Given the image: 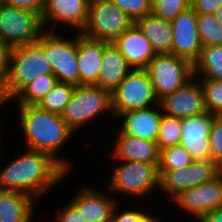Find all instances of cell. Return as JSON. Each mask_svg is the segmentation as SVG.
Instances as JSON below:
<instances>
[{"instance_id":"obj_1","label":"cell","mask_w":222,"mask_h":222,"mask_svg":"<svg viewBox=\"0 0 222 222\" xmlns=\"http://www.w3.org/2000/svg\"><path fill=\"white\" fill-rule=\"evenodd\" d=\"M26 150L0 169V190L26 193L37 199L69 172L51 155Z\"/></svg>"},{"instance_id":"obj_2","label":"cell","mask_w":222,"mask_h":222,"mask_svg":"<svg viewBox=\"0 0 222 222\" xmlns=\"http://www.w3.org/2000/svg\"><path fill=\"white\" fill-rule=\"evenodd\" d=\"M17 109L26 149L51 155L69 172L68 160L59 158L57 154L74 131L61 115L42 110L37 105H18Z\"/></svg>"},{"instance_id":"obj_3","label":"cell","mask_w":222,"mask_h":222,"mask_svg":"<svg viewBox=\"0 0 222 222\" xmlns=\"http://www.w3.org/2000/svg\"><path fill=\"white\" fill-rule=\"evenodd\" d=\"M42 74H53L43 50V33L36 42L11 49L8 77L0 93L3 104L13 100L29 82Z\"/></svg>"},{"instance_id":"obj_4","label":"cell","mask_w":222,"mask_h":222,"mask_svg":"<svg viewBox=\"0 0 222 222\" xmlns=\"http://www.w3.org/2000/svg\"><path fill=\"white\" fill-rule=\"evenodd\" d=\"M105 112L113 115L108 90L94 84L77 85L61 117L76 132Z\"/></svg>"},{"instance_id":"obj_5","label":"cell","mask_w":222,"mask_h":222,"mask_svg":"<svg viewBox=\"0 0 222 222\" xmlns=\"http://www.w3.org/2000/svg\"><path fill=\"white\" fill-rule=\"evenodd\" d=\"M133 24L134 21L109 0H89L87 22L80 33L111 43Z\"/></svg>"},{"instance_id":"obj_6","label":"cell","mask_w":222,"mask_h":222,"mask_svg":"<svg viewBox=\"0 0 222 222\" xmlns=\"http://www.w3.org/2000/svg\"><path fill=\"white\" fill-rule=\"evenodd\" d=\"M158 104L159 99L145 69H133L111 92V109L116 118L126 111Z\"/></svg>"},{"instance_id":"obj_7","label":"cell","mask_w":222,"mask_h":222,"mask_svg":"<svg viewBox=\"0 0 222 222\" xmlns=\"http://www.w3.org/2000/svg\"><path fill=\"white\" fill-rule=\"evenodd\" d=\"M44 32L41 16L28 9L0 6V42L10 49L36 42Z\"/></svg>"},{"instance_id":"obj_8","label":"cell","mask_w":222,"mask_h":222,"mask_svg":"<svg viewBox=\"0 0 222 222\" xmlns=\"http://www.w3.org/2000/svg\"><path fill=\"white\" fill-rule=\"evenodd\" d=\"M145 70L158 99L173 93L194 77L193 63L171 53L156 54Z\"/></svg>"},{"instance_id":"obj_9","label":"cell","mask_w":222,"mask_h":222,"mask_svg":"<svg viewBox=\"0 0 222 222\" xmlns=\"http://www.w3.org/2000/svg\"><path fill=\"white\" fill-rule=\"evenodd\" d=\"M114 167L109 181V190L127 196L140 197L149 195L159 188V164L121 161Z\"/></svg>"},{"instance_id":"obj_10","label":"cell","mask_w":222,"mask_h":222,"mask_svg":"<svg viewBox=\"0 0 222 222\" xmlns=\"http://www.w3.org/2000/svg\"><path fill=\"white\" fill-rule=\"evenodd\" d=\"M43 50L57 82L79 85L77 36L72 40L55 31H44Z\"/></svg>"},{"instance_id":"obj_11","label":"cell","mask_w":222,"mask_h":222,"mask_svg":"<svg viewBox=\"0 0 222 222\" xmlns=\"http://www.w3.org/2000/svg\"><path fill=\"white\" fill-rule=\"evenodd\" d=\"M158 171L159 188L173 199L183 190L212 180L222 169L212 160H200L184 168Z\"/></svg>"},{"instance_id":"obj_12","label":"cell","mask_w":222,"mask_h":222,"mask_svg":"<svg viewBox=\"0 0 222 222\" xmlns=\"http://www.w3.org/2000/svg\"><path fill=\"white\" fill-rule=\"evenodd\" d=\"M172 201L198 222L222 205V171L208 182L181 191Z\"/></svg>"},{"instance_id":"obj_13","label":"cell","mask_w":222,"mask_h":222,"mask_svg":"<svg viewBox=\"0 0 222 222\" xmlns=\"http://www.w3.org/2000/svg\"><path fill=\"white\" fill-rule=\"evenodd\" d=\"M159 105L163 114L181 119L207 112L203 88L195 76L173 93L159 99Z\"/></svg>"},{"instance_id":"obj_14","label":"cell","mask_w":222,"mask_h":222,"mask_svg":"<svg viewBox=\"0 0 222 222\" xmlns=\"http://www.w3.org/2000/svg\"><path fill=\"white\" fill-rule=\"evenodd\" d=\"M215 116L207 111L182 119L180 145L194 161L211 160L209 135Z\"/></svg>"},{"instance_id":"obj_15","label":"cell","mask_w":222,"mask_h":222,"mask_svg":"<svg viewBox=\"0 0 222 222\" xmlns=\"http://www.w3.org/2000/svg\"><path fill=\"white\" fill-rule=\"evenodd\" d=\"M172 24V54L194 63L203 48L197 28V13L190 7L180 13Z\"/></svg>"},{"instance_id":"obj_16","label":"cell","mask_w":222,"mask_h":222,"mask_svg":"<svg viewBox=\"0 0 222 222\" xmlns=\"http://www.w3.org/2000/svg\"><path fill=\"white\" fill-rule=\"evenodd\" d=\"M88 4L89 0H45L41 14L44 31H55L56 29L52 28L56 24H67L68 27H74V30L77 28L78 32H81L87 22ZM50 22L53 26L47 29L45 26L49 28Z\"/></svg>"},{"instance_id":"obj_17","label":"cell","mask_w":222,"mask_h":222,"mask_svg":"<svg viewBox=\"0 0 222 222\" xmlns=\"http://www.w3.org/2000/svg\"><path fill=\"white\" fill-rule=\"evenodd\" d=\"M108 43L86 37L77 31L79 85L94 84L98 86L103 52Z\"/></svg>"},{"instance_id":"obj_18","label":"cell","mask_w":222,"mask_h":222,"mask_svg":"<svg viewBox=\"0 0 222 222\" xmlns=\"http://www.w3.org/2000/svg\"><path fill=\"white\" fill-rule=\"evenodd\" d=\"M162 114L159 104L145 109H134L121 113L118 116L123 119L121 120L123 123L122 127L120 126V131L132 137L156 141Z\"/></svg>"},{"instance_id":"obj_19","label":"cell","mask_w":222,"mask_h":222,"mask_svg":"<svg viewBox=\"0 0 222 222\" xmlns=\"http://www.w3.org/2000/svg\"><path fill=\"white\" fill-rule=\"evenodd\" d=\"M113 43L132 69H146L157 54L135 24L124 31Z\"/></svg>"},{"instance_id":"obj_20","label":"cell","mask_w":222,"mask_h":222,"mask_svg":"<svg viewBox=\"0 0 222 222\" xmlns=\"http://www.w3.org/2000/svg\"><path fill=\"white\" fill-rule=\"evenodd\" d=\"M118 133L111 154L114 160L159 164L160 150L156 141L132 137L120 130Z\"/></svg>"},{"instance_id":"obj_21","label":"cell","mask_w":222,"mask_h":222,"mask_svg":"<svg viewBox=\"0 0 222 222\" xmlns=\"http://www.w3.org/2000/svg\"><path fill=\"white\" fill-rule=\"evenodd\" d=\"M108 194L85 187L70 200L87 222H111L117 204Z\"/></svg>"},{"instance_id":"obj_22","label":"cell","mask_w":222,"mask_h":222,"mask_svg":"<svg viewBox=\"0 0 222 222\" xmlns=\"http://www.w3.org/2000/svg\"><path fill=\"white\" fill-rule=\"evenodd\" d=\"M132 70L114 43H108L103 52L98 86L111 93Z\"/></svg>"},{"instance_id":"obj_23","label":"cell","mask_w":222,"mask_h":222,"mask_svg":"<svg viewBox=\"0 0 222 222\" xmlns=\"http://www.w3.org/2000/svg\"><path fill=\"white\" fill-rule=\"evenodd\" d=\"M134 24L140 29L151 43L157 54H172V24L171 21L157 17L150 13L145 17L137 19Z\"/></svg>"},{"instance_id":"obj_24","label":"cell","mask_w":222,"mask_h":222,"mask_svg":"<svg viewBox=\"0 0 222 222\" xmlns=\"http://www.w3.org/2000/svg\"><path fill=\"white\" fill-rule=\"evenodd\" d=\"M34 198L26 193L0 190V222H31Z\"/></svg>"},{"instance_id":"obj_25","label":"cell","mask_w":222,"mask_h":222,"mask_svg":"<svg viewBox=\"0 0 222 222\" xmlns=\"http://www.w3.org/2000/svg\"><path fill=\"white\" fill-rule=\"evenodd\" d=\"M193 67L195 77L222 80V46L203 47Z\"/></svg>"},{"instance_id":"obj_26","label":"cell","mask_w":222,"mask_h":222,"mask_svg":"<svg viewBox=\"0 0 222 222\" xmlns=\"http://www.w3.org/2000/svg\"><path fill=\"white\" fill-rule=\"evenodd\" d=\"M57 83L54 74L35 77L15 97L17 105H37Z\"/></svg>"},{"instance_id":"obj_27","label":"cell","mask_w":222,"mask_h":222,"mask_svg":"<svg viewBox=\"0 0 222 222\" xmlns=\"http://www.w3.org/2000/svg\"><path fill=\"white\" fill-rule=\"evenodd\" d=\"M76 85L57 82L37 104V106L50 113L61 115L72 97Z\"/></svg>"},{"instance_id":"obj_28","label":"cell","mask_w":222,"mask_h":222,"mask_svg":"<svg viewBox=\"0 0 222 222\" xmlns=\"http://www.w3.org/2000/svg\"><path fill=\"white\" fill-rule=\"evenodd\" d=\"M197 28L203 47L222 46V23L214 14H197Z\"/></svg>"},{"instance_id":"obj_29","label":"cell","mask_w":222,"mask_h":222,"mask_svg":"<svg viewBox=\"0 0 222 222\" xmlns=\"http://www.w3.org/2000/svg\"><path fill=\"white\" fill-rule=\"evenodd\" d=\"M182 119L162 114L159 124V133L156 139L159 150L179 145L181 141Z\"/></svg>"},{"instance_id":"obj_30","label":"cell","mask_w":222,"mask_h":222,"mask_svg":"<svg viewBox=\"0 0 222 222\" xmlns=\"http://www.w3.org/2000/svg\"><path fill=\"white\" fill-rule=\"evenodd\" d=\"M194 160L180 144L160 151L158 170H174L187 167Z\"/></svg>"},{"instance_id":"obj_31","label":"cell","mask_w":222,"mask_h":222,"mask_svg":"<svg viewBox=\"0 0 222 222\" xmlns=\"http://www.w3.org/2000/svg\"><path fill=\"white\" fill-rule=\"evenodd\" d=\"M204 93L205 106L209 113L222 115V80L211 78L198 79Z\"/></svg>"},{"instance_id":"obj_32","label":"cell","mask_w":222,"mask_h":222,"mask_svg":"<svg viewBox=\"0 0 222 222\" xmlns=\"http://www.w3.org/2000/svg\"><path fill=\"white\" fill-rule=\"evenodd\" d=\"M191 0H152V13L168 21L190 8Z\"/></svg>"},{"instance_id":"obj_33","label":"cell","mask_w":222,"mask_h":222,"mask_svg":"<svg viewBox=\"0 0 222 222\" xmlns=\"http://www.w3.org/2000/svg\"><path fill=\"white\" fill-rule=\"evenodd\" d=\"M124 11L134 22L152 13V0H109Z\"/></svg>"},{"instance_id":"obj_34","label":"cell","mask_w":222,"mask_h":222,"mask_svg":"<svg viewBox=\"0 0 222 222\" xmlns=\"http://www.w3.org/2000/svg\"><path fill=\"white\" fill-rule=\"evenodd\" d=\"M211 160L222 169V115L215 116L209 135Z\"/></svg>"},{"instance_id":"obj_35","label":"cell","mask_w":222,"mask_h":222,"mask_svg":"<svg viewBox=\"0 0 222 222\" xmlns=\"http://www.w3.org/2000/svg\"><path fill=\"white\" fill-rule=\"evenodd\" d=\"M118 208V203L115 205L112 217H111V222H138L139 218L145 213L141 209H135V208H130V210H122L121 212L119 211Z\"/></svg>"},{"instance_id":"obj_36","label":"cell","mask_w":222,"mask_h":222,"mask_svg":"<svg viewBox=\"0 0 222 222\" xmlns=\"http://www.w3.org/2000/svg\"><path fill=\"white\" fill-rule=\"evenodd\" d=\"M222 6V0H191L190 7L197 14H214Z\"/></svg>"},{"instance_id":"obj_37","label":"cell","mask_w":222,"mask_h":222,"mask_svg":"<svg viewBox=\"0 0 222 222\" xmlns=\"http://www.w3.org/2000/svg\"><path fill=\"white\" fill-rule=\"evenodd\" d=\"M10 51L0 42V93L3 91L9 72Z\"/></svg>"},{"instance_id":"obj_38","label":"cell","mask_w":222,"mask_h":222,"mask_svg":"<svg viewBox=\"0 0 222 222\" xmlns=\"http://www.w3.org/2000/svg\"><path fill=\"white\" fill-rule=\"evenodd\" d=\"M57 216L55 222H87L71 202H68Z\"/></svg>"},{"instance_id":"obj_39","label":"cell","mask_w":222,"mask_h":222,"mask_svg":"<svg viewBox=\"0 0 222 222\" xmlns=\"http://www.w3.org/2000/svg\"><path fill=\"white\" fill-rule=\"evenodd\" d=\"M3 3L5 5L31 10L41 16L45 0H3Z\"/></svg>"},{"instance_id":"obj_40","label":"cell","mask_w":222,"mask_h":222,"mask_svg":"<svg viewBox=\"0 0 222 222\" xmlns=\"http://www.w3.org/2000/svg\"><path fill=\"white\" fill-rule=\"evenodd\" d=\"M198 222H222V205L203 216Z\"/></svg>"},{"instance_id":"obj_41","label":"cell","mask_w":222,"mask_h":222,"mask_svg":"<svg viewBox=\"0 0 222 222\" xmlns=\"http://www.w3.org/2000/svg\"><path fill=\"white\" fill-rule=\"evenodd\" d=\"M157 216L150 215L149 213H144L140 218L138 222H158L156 219Z\"/></svg>"},{"instance_id":"obj_42","label":"cell","mask_w":222,"mask_h":222,"mask_svg":"<svg viewBox=\"0 0 222 222\" xmlns=\"http://www.w3.org/2000/svg\"><path fill=\"white\" fill-rule=\"evenodd\" d=\"M214 16L222 23V6L216 10Z\"/></svg>"},{"instance_id":"obj_43","label":"cell","mask_w":222,"mask_h":222,"mask_svg":"<svg viewBox=\"0 0 222 222\" xmlns=\"http://www.w3.org/2000/svg\"><path fill=\"white\" fill-rule=\"evenodd\" d=\"M4 106L3 102L0 99V107Z\"/></svg>"},{"instance_id":"obj_44","label":"cell","mask_w":222,"mask_h":222,"mask_svg":"<svg viewBox=\"0 0 222 222\" xmlns=\"http://www.w3.org/2000/svg\"><path fill=\"white\" fill-rule=\"evenodd\" d=\"M4 3H3V0H0V6H2Z\"/></svg>"}]
</instances>
